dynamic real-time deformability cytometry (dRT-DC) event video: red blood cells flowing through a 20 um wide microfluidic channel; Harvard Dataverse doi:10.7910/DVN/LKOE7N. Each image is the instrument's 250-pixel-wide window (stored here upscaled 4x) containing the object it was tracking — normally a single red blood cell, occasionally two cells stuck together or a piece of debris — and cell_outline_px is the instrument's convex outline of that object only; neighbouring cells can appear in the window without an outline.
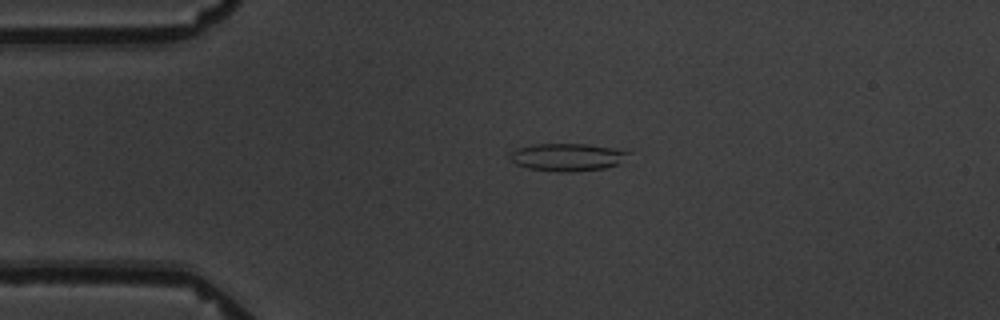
{"species": "common noctule bat (a hibernating species)", "species_latin": "Nyctalus noctula", "temperature_condition": "warm", "stored_images_in_passage": 3, "camera_frame_rate_fps": 3000, "um_per_image_px": 0.085, "animal": {"sex": "male", "body_mass_g": 19.5, "forearm_length_mm": 54.6}, "frame": {"image": 1, "passage_image": 2, "time_ms": 2.667, "image_size_px": [1000, 320], "cell_outline_px": [[632, 152], [616, 164], [604, 168], [572, 172], [556, 172], [528, 168], [516, 164], [508, 160], [508, 156], [516, 148], [536, 144], [588, 144]], "centroid_in_image_um": [48.14, 13.36], "position_along_channel_um": 36.9, "area_um2": 18.96}}